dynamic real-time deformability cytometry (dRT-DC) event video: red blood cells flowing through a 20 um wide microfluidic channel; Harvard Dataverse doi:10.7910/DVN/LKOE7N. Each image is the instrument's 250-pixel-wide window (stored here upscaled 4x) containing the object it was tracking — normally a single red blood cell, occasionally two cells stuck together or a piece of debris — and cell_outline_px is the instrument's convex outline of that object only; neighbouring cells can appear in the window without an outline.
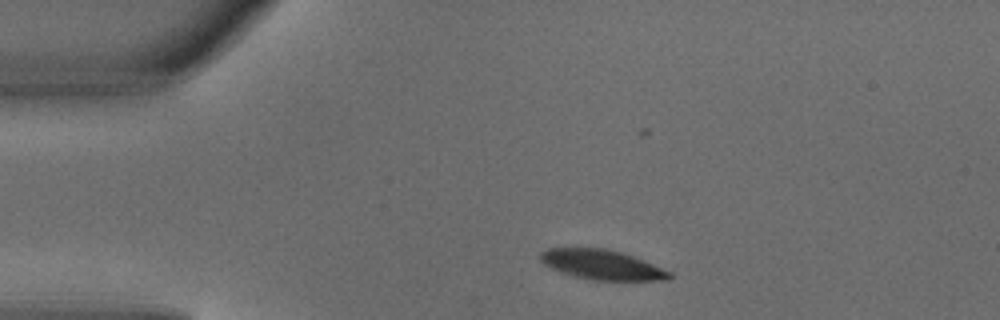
{"species": "common noctule bat (a hibernating species)", "species_latin": "Nyctalus noctula", "temperature_condition": "warm", "stored_images_in_passage": 3, "camera_frame_rate_fps": 3000, "um_per_image_px": 0.085, "animal": {"sex": "male", "body_mass_g": 18.8}, "frame": {"image": 1, "passage_image": 1, "time_ms": 0.0, "image_size_px": [1000, 320], "cell_outline_px": [[672, 276], [668, 280], [596, 280], [576, 276], [560, 272], [544, 264], [540, 260], [540, 252], [548, 248], [604, 248], [620, 252], [632, 256], [672, 272]], "centroid_in_image_um": [51.15, 22.5], "position_along_channel_um": 33.9, "area_um2": 22.08}}